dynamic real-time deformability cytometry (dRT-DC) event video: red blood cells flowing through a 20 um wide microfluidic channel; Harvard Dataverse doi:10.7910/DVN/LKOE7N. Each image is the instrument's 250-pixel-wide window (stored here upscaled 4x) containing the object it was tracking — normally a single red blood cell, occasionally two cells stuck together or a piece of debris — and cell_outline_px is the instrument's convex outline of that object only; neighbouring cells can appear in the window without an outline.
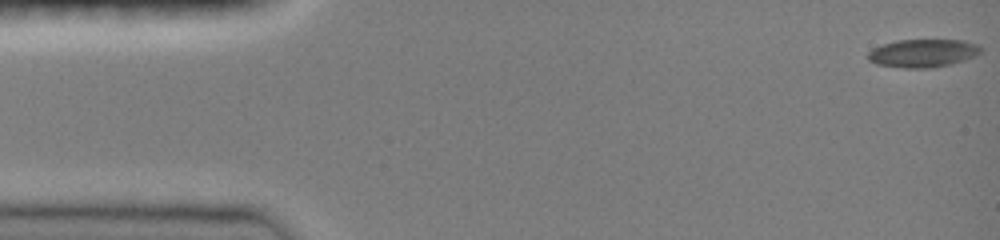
{"species": "common noctule bat (a hibernating species)", "species_latin": "Nyctalus noctula", "temperature_condition": "room temperature", "stored_images_in_passage": 47, "camera_frame_rate_fps": 3000, "um_per_image_px": 0.085, "animal": {"sex": "female", "body_mass_g": 19.0, "forearm_length_mm": 51.5}, "frame": {"image": 1, "passage_image": 1, "time_ms": 0.0, "image_size_px": [1000, 240], "cell_outline_px": [[984, 48], [980, 52], [964, 60], [952, 64], [932, 68], [904, 68], [876, 64], [868, 60], [868, 52], [872, 48], [896, 40], [964, 40], [980, 44]], "centroid_in_image_um": [78.46, 4.52], "position_along_channel_um": 6.5, "area_um2": 18.61}}
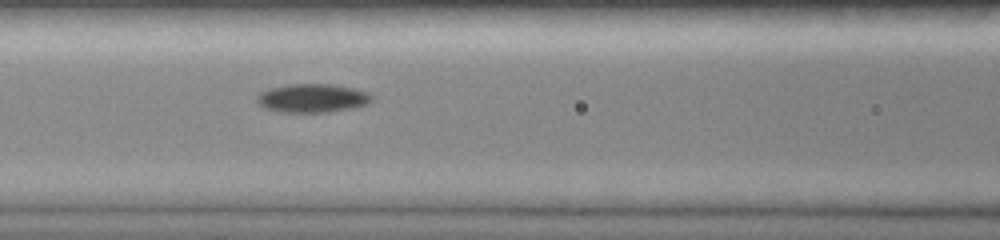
{"frame": {"image": 2, "passage_image": 20, "time_ms": 6.333, "image_size_px": [1000, 240], "cell_outline_px": [[372, 100], [368, 104], [352, 108], [328, 112], [280, 112], [264, 108], [256, 100], [256, 96], [260, 92], [268, 88], [288, 84], [332, 84], [352, 88], [368, 92], [372, 96]], "centroid_in_image_um": [26.53, 8.34], "position_along_channel_um": 140.1, "area_um2": 19.25}}
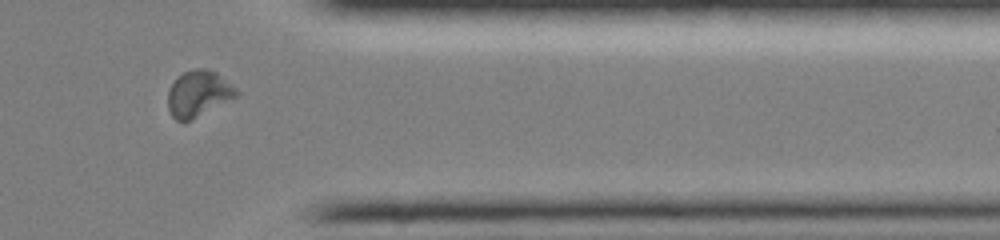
{"frame": {"image": 3, "passage_image": 39, "time_ms": 12.667, "image_size_px": [1000, 240], "cell_outline_px": [[240, 92], [236, 96], [192, 120], [176, 120], [172, 116], [168, 108], [168, 88], [176, 76], [184, 72], [196, 68], [208, 68], [216, 72], [236, 88]], "centroid_in_image_um": [16.84, 7.93], "position_along_channel_um": 394.6, "area_um2": 18.38}, "authors_computed_cell_mechanics": {"area_um2": 18.2648, "velocity_mm_per_s": 4.0487, "shape_relaxation_time_tau1_ms": null, "shape_relaxation_time_tau2_ms": 8.8124, "deformation_change_tau1": null, "deformation_change_tau2": 0.135}}